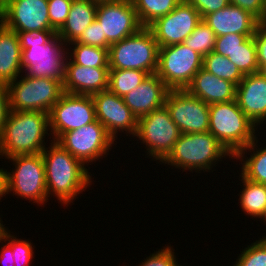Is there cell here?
<instances>
[{"instance_id": "f6af8a7d", "label": "cell", "mask_w": 266, "mask_h": 266, "mask_svg": "<svg viewBox=\"0 0 266 266\" xmlns=\"http://www.w3.org/2000/svg\"><path fill=\"white\" fill-rule=\"evenodd\" d=\"M5 170L3 168L0 169V200L5 197Z\"/></svg>"}, {"instance_id": "7402d4cb", "label": "cell", "mask_w": 266, "mask_h": 266, "mask_svg": "<svg viewBox=\"0 0 266 266\" xmlns=\"http://www.w3.org/2000/svg\"><path fill=\"white\" fill-rule=\"evenodd\" d=\"M236 85L230 81L216 77L201 68L193 77L186 90L193 96L206 102H230L236 100Z\"/></svg>"}, {"instance_id": "52a82bcc", "label": "cell", "mask_w": 266, "mask_h": 266, "mask_svg": "<svg viewBox=\"0 0 266 266\" xmlns=\"http://www.w3.org/2000/svg\"><path fill=\"white\" fill-rule=\"evenodd\" d=\"M22 75L7 84L10 111H40L49 114L64 93L63 84L50 78Z\"/></svg>"}, {"instance_id": "836d02e7", "label": "cell", "mask_w": 266, "mask_h": 266, "mask_svg": "<svg viewBox=\"0 0 266 266\" xmlns=\"http://www.w3.org/2000/svg\"><path fill=\"white\" fill-rule=\"evenodd\" d=\"M3 242H7L13 252L15 266H31L33 257V244L28 240L18 239L10 233V230L4 235Z\"/></svg>"}, {"instance_id": "7dc6e473", "label": "cell", "mask_w": 266, "mask_h": 266, "mask_svg": "<svg viewBox=\"0 0 266 266\" xmlns=\"http://www.w3.org/2000/svg\"><path fill=\"white\" fill-rule=\"evenodd\" d=\"M260 24L266 25V0H264V11H263V18L260 21Z\"/></svg>"}, {"instance_id": "44dd1931", "label": "cell", "mask_w": 266, "mask_h": 266, "mask_svg": "<svg viewBox=\"0 0 266 266\" xmlns=\"http://www.w3.org/2000/svg\"><path fill=\"white\" fill-rule=\"evenodd\" d=\"M169 90L165 83L154 73L149 74L138 87L122 98L125 105L139 119L151 113L154 109L163 106Z\"/></svg>"}, {"instance_id": "9a60e30c", "label": "cell", "mask_w": 266, "mask_h": 266, "mask_svg": "<svg viewBox=\"0 0 266 266\" xmlns=\"http://www.w3.org/2000/svg\"><path fill=\"white\" fill-rule=\"evenodd\" d=\"M200 13L182 0L170 13L157 18L148 28L159 47L183 43L200 23Z\"/></svg>"}, {"instance_id": "bcb514c9", "label": "cell", "mask_w": 266, "mask_h": 266, "mask_svg": "<svg viewBox=\"0 0 266 266\" xmlns=\"http://www.w3.org/2000/svg\"><path fill=\"white\" fill-rule=\"evenodd\" d=\"M8 228L3 225L2 219L0 218V240L4 238V235L9 231Z\"/></svg>"}, {"instance_id": "e575fe53", "label": "cell", "mask_w": 266, "mask_h": 266, "mask_svg": "<svg viewBox=\"0 0 266 266\" xmlns=\"http://www.w3.org/2000/svg\"><path fill=\"white\" fill-rule=\"evenodd\" d=\"M73 0H48V14L51 27L57 32L69 15Z\"/></svg>"}, {"instance_id": "f907efd6", "label": "cell", "mask_w": 266, "mask_h": 266, "mask_svg": "<svg viewBox=\"0 0 266 266\" xmlns=\"http://www.w3.org/2000/svg\"><path fill=\"white\" fill-rule=\"evenodd\" d=\"M261 219L264 221L263 223H266V211Z\"/></svg>"}, {"instance_id": "4316f807", "label": "cell", "mask_w": 266, "mask_h": 266, "mask_svg": "<svg viewBox=\"0 0 266 266\" xmlns=\"http://www.w3.org/2000/svg\"><path fill=\"white\" fill-rule=\"evenodd\" d=\"M69 46L72 50L68 48V57L75 64L83 65L84 67L109 68L108 49L85 45L75 41L69 43L67 47Z\"/></svg>"}, {"instance_id": "4dcf8cb0", "label": "cell", "mask_w": 266, "mask_h": 266, "mask_svg": "<svg viewBox=\"0 0 266 266\" xmlns=\"http://www.w3.org/2000/svg\"><path fill=\"white\" fill-rule=\"evenodd\" d=\"M227 58L237 66L243 75L259 72L257 48L253 36L248 37L242 43V47L236 49Z\"/></svg>"}, {"instance_id": "ab89813d", "label": "cell", "mask_w": 266, "mask_h": 266, "mask_svg": "<svg viewBox=\"0 0 266 266\" xmlns=\"http://www.w3.org/2000/svg\"><path fill=\"white\" fill-rule=\"evenodd\" d=\"M191 4L201 15L202 19L209 13L218 11L227 7L229 0H186Z\"/></svg>"}, {"instance_id": "b9f144b4", "label": "cell", "mask_w": 266, "mask_h": 266, "mask_svg": "<svg viewBox=\"0 0 266 266\" xmlns=\"http://www.w3.org/2000/svg\"><path fill=\"white\" fill-rule=\"evenodd\" d=\"M229 3L248 11L259 21L263 18L264 0H229Z\"/></svg>"}, {"instance_id": "60d3db41", "label": "cell", "mask_w": 266, "mask_h": 266, "mask_svg": "<svg viewBox=\"0 0 266 266\" xmlns=\"http://www.w3.org/2000/svg\"><path fill=\"white\" fill-rule=\"evenodd\" d=\"M253 38L256 43L257 62L260 69L262 66H266V25L260 24Z\"/></svg>"}, {"instance_id": "8d00e7d4", "label": "cell", "mask_w": 266, "mask_h": 266, "mask_svg": "<svg viewBox=\"0 0 266 266\" xmlns=\"http://www.w3.org/2000/svg\"><path fill=\"white\" fill-rule=\"evenodd\" d=\"M75 42L106 48L108 50L110 47V44L106 40V37H102L101 25L96 19L83 31L81 36Z\"/></svg>"}, {"instance_id": "c3c4849f", "label": "cell", "mask_w": 266, "mask_h": 266, "mask_svg": "<svg viewBox=\"0 0 266 266\" xmlns=\"http://www.w3.org/2000/svg\"><path fill=\"white\" fill-rule=\"evenodd\" d=\"M259 72L266 77V66H262L260 69H259Z\"/></svg>"}, {"instance_id": "83f0119b", "label": "cell", "mask_w": 266, "mask_h": 266, "mask_svg": "<svg viewBox=\"0 0 266 266\" xmlns=\"http://www.w3.org/2000/svg\"><path fill=\"white\" fill-rule=\"evenodd\" d=\"M182 0H132L138 19L148 27L157 18L170 13Z\"/></svg>"}, {"instance_id": "1f68e13d", "label": "cell", "mask_w": 266, "mask_h": 266, "mask_svg": "<svg viewBox=\"0 0 266 266\" xmlns=\"http://www.w3.org/2000/svg\"><path fill=\"white\" fill-rule=\"evenodd\" d=\"M215 42L214 31L202 19L183 44L204 57L214 50Z\"/></svg>"}, {"instance_id": "277c9868", "label": "cell", "mask_w": 266, "mask_h": 266, "mask_svg": "<svg viewBox=\"0 0 266 266\" xmlns=\"http://www.w3.org/2000/svg\"><path fill=\"white\" fill-rule=\"evenodd\" d=\"M209 132L234 156L258 138L259 127L239 108L236 100L209 105Z\"/></svg>"}, {"instance_id": "ba28073f", "label": "cell", "mask_w": 266, "mask_h": 266, "mask_svg": "<svg viewBox=\"0 0 266 266\" xmlns=\"http://www.w3.org/2000/svg\"><path fill=\"white\" fill-rule=\"evenodd\" d=\"M181 132L171 119L165 104L138 119L134 137L146 146L145 152L152 160L162 162L172 151Z\"/></svg>"}, {"instance_id": "4fadbf2b", "label": "cell", "mask_w": 266, "mask_h": 266, "mask_svg": "<svg viewBox=\"0 0 266 266\" xmlns=\"http://www.w3.org/2000/svg\"><path fill=\"white\" fill-rule=\"evenodd\" d=\"M96 20L110 45L137 33L141 25L132 0H98Z\"/></svg>"}, {"instance_id": "8992f818", "label": "cell", "mask_w": 266, "mask_h": 266, "mask_svg": "<svg viewBox=\"0 0 266 266\" xmlns=\"http://www.w3.org/2000/svg\"><path fill=\"white\" fill-rule=\"evenodd\" d=\"M13 162L15 169L11 172L5 170V194L17 195L45 205L48 202L45 181V166L42 154L15 155L5 158Z\"/></svg>"}, {"instance_id": "30bf717a", "label": "cell", "mask_w": 266, "mask_h": 266, "mask_svg": "<svg viewBox=\"0 0 266 266\" xmlns=\"http://www.w3.org/2000/svg\"><path fill=\"white\" fill-rule=\"evenodd\" d=\"M66 47L57 33L46 44H29L28 49L22 50V69L28 76L50 78L63 84L68 57Z\"/></svg>"}, {"instance_id": "7bdbcfd3", "label": "cell", "mask_w": 266, "mask_h": 266, "mask_svg": "<svg viewBox=\"0 0 266 266\" xmlns=\"http://www.w3.org/2000/svg\"><path fill=\"white\" fill-rule=\"evenodd\" d=\"M10 112L7 84L0 82V135Z\"/></svg>"}, {"instance_id": "f1b7e54d", "label": "cell", "mask_w": 266, "mask_h": 266, "mask_svg": "<svg viewBox=\"0 0 266 266\" xmlns=\"http://www.w3.org/2000/svg\"><path fill=\"white\" fill-rule=\"evenodd\" d=\"M149 73L134 69H110L108 89L117 96L123 97L138 87Z\"/></svg>"}, {"instance_id": "484cf974", "label": "cell", "mask_w": 266, "mask_h": 266, "mask_svg": "<svg viewBox=\"0 0 266 266\" xmlns=\"http://www.w3.org/2000/svg\"><path fill=\"white\" fill-rule=\"evenodd\" d=\"M242 179L243 189L238 201L241 211L251 218H262L266 211V186L261 183H256L239 175Z\"/></svg>"}, {"instance_id": "f35d334b", "label": "cell", "mask_w": 266, "mask_h": 266, "mask_svg": "<svg viewBox=\"0 0 266 266\" xmlns=\"http://www.w3.org/2000/svg\"><path fill=\"white\" fill-rule=\"evenodd\" d=\"M16 33L22 51L28 49L29 44H46L56 34V31H24Z\"/></svg>"}, {"instance_id": "7a4b0ae2", "label": "cell", "mask_w": 266, "mask_h": 266, "mask_svg": "<svg viewBox=\"0 0 266 266\" xmlns=\"http://www.w3.org/2000/svg\"><path fill=\"white\" fill-rule=\"evenodd\" d=\"M49 131V133H48ZM50 133L49 114L40 111H10L0 135V155L40 154Z\"/></svg>"}, {"instance_id": "5bb4252c", "label": "cell", "mask_w": 266, "mask_h": 266, "mask_svg": "<svg viewBox=\"0 0 266 266\" xmlns=\"http://www.w3.org/2000/svg\"><path fill=\"white\" fill-rule=\"evenodd\" d=\"M165 106L181 133H205L209 131V105L186 89L167 92Z\"/></svg>"}, {"instance_id": "d6986e66", "label": "cell", "mask_w": 266, "mask_h": 266, "mask_svg": "<svg viewBox=\"0 0 266 266\" xmlns=\"http://www.w3.org/2000/svg\"><path fill=\"white\" fill-rule=\"evenodd\" d=\"M240 110L257 126L266 122V77L260 72L244 75L236 87ZM264 121V122H263Z\"/></svg>"}, {"instance_id": "d4e9b609", "label": "cell", "mask_w": 266, "mask_h": 266, "mask_svg": "<svg viewBox=\"0 0 266 266\" xmlns=\"http://www.w3.org/2000/svg\"><path fill=\"white\" fill-rule=\"evenodd\" d=\"M257 143L258 140L256 138L247 147L239 150L233 156V159H237V161L240 159L242 165L241 175L244 178L266 186V146L259 148ZM247 150L248 152H253L250 153L249 158L245 156V153H248Z\"/></svg>"}, {"instance_id": "6da1fadb", "label": "cell", "mask_w": 266, "mask_h": 266, "mask_svg": "<svg viewBox=\"0 0 266 266\" xmlns=\"http://www.w3.org/2000/svg\"><path fill=\"white\" fill-rule=\"evenodd\" d=\"M49 145L41 152L48 198L54 196L62 205L68 206L90 187L92 174L59 143L51 140Z\"/></svg>"}, {"instance_id": "74e56055", "label": "cell", "mask_w": 266, "mask_h": 266, "mask_svg": "<svg viewBox=\"0 0 266 266\" xmlns=\"http://www.w3.org/2000/svg\"><path fill=\"white\" fill-rule=\"evenodd\" d=\"M174 251L169 245L163 247L146 257L138 266H178Z\"/></svg>"}, {"instance_id": "f546056e", "label": "cell", "mask_w": 266, "mask_h": 266, "mask_svg": "<svg viewBox=\"0 0 266 266\" xmlns=\"http://www.w3.org/2000/svg\"><path fill=\"white\" fill-rule=\"evenodd\" d=\"M203 69L216 77L234 83L236 86L244 77L233 62L214 51L203 57Z\"/></svg>"}, {"instance_id": "d590c367", "label": "cell", "mask_w": 266, "mask_h": 266, "mask_svg": "<svg viewBox=\"0 0 266 266\" xmlns=\"http://www.w3.org/2000/svg\"><path fill=\"white\" fill-rule=\"evenodd\" d=\"M254 35H242V34H226L224 36L216 37L214 46V52L228 57L236 49L242 47V43L248 38Z\"/></svg>"}, {"instance_id": "603a6c76", "label": "cell", "mask_w": 266, "mask_h": 266, "mask_svg": "<svg viewBox=\"0 0 266 266\" xmlns=\"http://www.w3.org/2000/svg\"><path fill=\"white\" fill-rule=\"evenodd\" d=\"M22 51L17 33L0 21V82L9 84L22 73Z\"/></svg>"}, {"instance_id": "681fc988", "label": "cell", "mask_w": 266, "mask_h": 266, "mask_svg": "<svg viewBox=\"0 0 266 266\" xmlns=\"http://www.w3.org/2000/svg\"><path fill=\"white\" fill-rule=\"evenodd\" d=\"M10 0H0V9Z\"/></svg>"}, {"instance_id": "3957f363", "label": "cell", "mask_w": 266, "mask_h": 266, "mask_svg": "<svg viewBox=\"0 0 266 266\" xmlns=\"http://www.w3.org/2000/svg\"><path fill=\"white\" fill-rule=\"evenodd\" d=\"M225 156L233 159V156L209 131L181 133L172 151L160 164L165 163L183 171L210 172L213 165L222 161Z\"/></svg>"}, {"instance_id": "9c48e42d", "label": "cell", "mask_w": 266, "mask_h": 266, "mask_svg": "<svg viewBox=\"0 0 266 266\" xmlns=\"http://www.w3.org/2000/svg\"><path fill=\"white\" fill-rule=\"evenodd\" d=\"M203 68V56L183 43L159 47L157 76L170 89H186Z\"/></svg>"}, {"instance_id": "2e32d148", "label": "cell", "mask_w": 266, "mask_h": 266, "mask_svg": "<svg viewBox=\"0 0 266 266\" xmlns=\"http://www.w3.org/2000/svg\"><path fill=\"white\" fill-rule=\"evenodd\" d=\"M0 21L15 32L55 31L50 25L48 0H10L0 9Z\"/></svg>"}, {"instance_id": "5b68a950", "label": "cell", "mask_w": 266, "mask_h": 266, "mask_svg": "<svg viewBox=\"0 0 266 266\" xmlns=\"http://www.w3.org/2000/svg\"><path fill=\"white\" fill-rule=\"evenodd\" d=\"M110 69L142 70L157 72L159 45L152 31L142 27L137 33L110 45L108 50Z\"/></svg>"}, {"instance_id": "ac0fdd59", "label": "cell", "mask_w": 266, "mask_h": 266, "mask_svg": "<svg viewBox=\"0 0 266 266\" xmlns=\"http://www.w3.org/2000/svg\"><path fill=\"white\" fill-rule=\"evenodd\" d=\"M109 70L110 68L84 67L67 57L63 90L70 94L89 96L105 91L109 87Z\"/></svg>"}, {"instance_id": "e0dca14e", "label": "cell", "mask_w": 266, "mask_h": 266, "mask_svg": "<svg viewBox=\"0 0 266 266\" xmlns=\"http://www.w3.org/2000/svg\"><path fill=\"white\" fill-rule=\"evenodd\" d=\"M92 98L95 104L96 119L103 124L114 140H117L119 131L121 133L126 131V136H135L138 119L125 105L122 97L107 89L92 95Z\"/></svg>"}, {"instance_id": "7c38bea8", "label": "cell", "mask_w": 266, "mask_h": 266, "mask_svg": "<svg viewBox=\"0 0 266 266\" xmlns=\"http://www.w3.org/2000/svg\"><path fill=\"white\" fill-rule=\"evenodd\" d=\"M96 120L92 96L64 92L49 112L50 133L56 141L63 133Z\"/></svg>"}, {"instance_id": "8fae6325", "label": "cell", "mask_w": 266, "mask_h": 266, "mask_svg": "<svg viewBox=\"0 0 266 266\" xmlns=\"http://www.w3.org/2000/svg\"><path fill=\"white\" fill-rule=\"evenodd\" d=\"M56 142L87 166L91 165L87 163L93 164L107 156L116 141L96 119L81 128L63 133Z\"/></svg>"}, {"instance_id": "ee69618b", "label": "cell", "mask_w": 266, "mask_h": 266, "mask_svg": "<svg viewBox=\"0 0 266 266\" xmlns=\"http://www.w3.org/2000/svg\"><path fill=\"white\" fill-rule=\"evenodd\" d=\"M3 239L0 240V263L3 266H15L12 248L8 243H3Z\"/></svg>"}, {"instance_id": "cb8c5ba5", "label": "cell", "mask_w": 266, "mask_h": 266, "mask_svg": "<svg viewBox=\"0 0 266 266\" xmlns=\"http://www.w3.org/2000/svg\"><path fill=\"white\" fill-rule=\"evenodd\" d=\"M98 0H73L69 15L63 26L56 32L68 45L76 41L83 31L95 21Z\"/></svg>"}, {"instance_id": "d6a6232c", "label": "cell", "mask_w": 266, "mask_h": 266, "mask_svg": "<svg viewBox=\"0 0 266 266\" xmlns=\"http://www.w3.org/2000/svg\"><path fill=\"white\" fill-rule=\"evenodd\" d=\"M240 252L232 266H266V235Z\"/></svg>"}, {"instance_id": "ffe728a7", "label": "cell", "mask_w": 266, "mask_h": 266, "mask_svg": "<svg viewBox=\"0 0 266 266\" xmlns=\"http://www.w3.org/2000/svg\"><path fill=\"white\" fill-rule=\"evenodd\" d=\"M203 20L214 31L216 37L230 33L254 35L260 25L256 17L233 4L207 14Z\"/></svg>"}]
</instances>
